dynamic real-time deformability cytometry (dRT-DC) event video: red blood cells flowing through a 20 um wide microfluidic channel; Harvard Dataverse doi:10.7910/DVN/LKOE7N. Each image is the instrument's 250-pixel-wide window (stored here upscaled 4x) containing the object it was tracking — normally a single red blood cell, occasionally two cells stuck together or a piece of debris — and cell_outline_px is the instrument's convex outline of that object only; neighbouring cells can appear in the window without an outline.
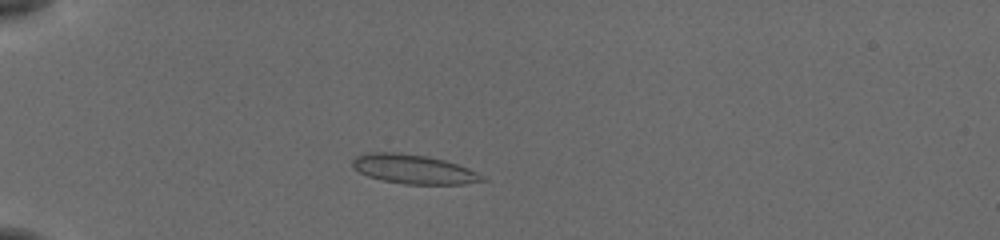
{"species": "common noctule bat (a hibernating species)", "species_latin": "Nyctalus noctula", "temperature_condition": "cold", "stored_images_in_passage": 48, "camera_frame_rate_fps": 3000, "um_per_image_px": 0.085, "animal": {"sex": "female", "body_mass_g": 19.5, "forearm_length_mm": 54.1}, "frame": {"image": 1, "passage_image": 10, "time_ms": 3.0, "image_size_px": [1000, 240], "cell_outline_px": [[488, 180], [464, 184], [404, 184], [380, 180], [368, 176], [352, 168], [352, 160], [356, 156], [368, 152], [396, 152], [428, 156], [444, 160], [468, 168], [476, 172]], "centroid_in_image_um": [35.12, 14.38], "position_along_channel_um": 49.9, "area_um2": 22.14}}
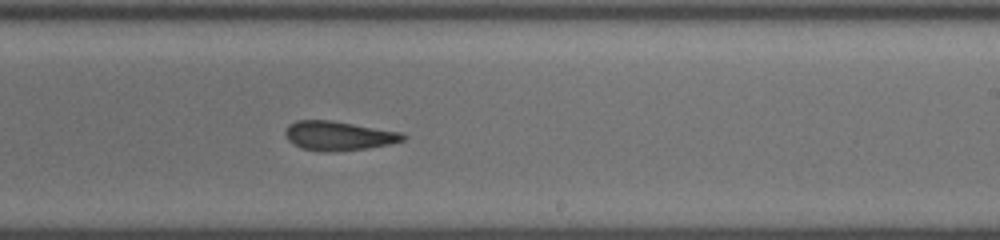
{"frame": {"image": 2, "passage_image": 29, "time_ms": 9.333, "image_size_px": [1000, 240], "cell_outline_px": [[408, 136], [404, 140], [388, 144], [368, 148], [336, 152], [328, 152], [300, 148], [292, 144], [284, 136], [284, 132], [288, 124], [296, 120], [332, 120], [404, 132]], "centroid_in_image_um": [28.77, 11.54], "position_along_channel_um": 260.2, "area_um2": 20.46}}
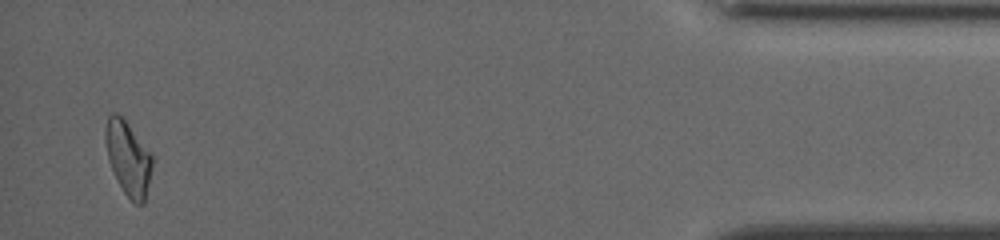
{"frame": {"image": 3, "passage_image": 47, "time_ms": 15.333, "image_size_px": [1000, 240], "cell_outline_px": [[152, 164], [144, 204], [136, 204], [124, 192], [108, 160], [104, 136], [104, 128], [108, 116], [112, 112], [116, 112], [128, 124], [152, 152]], "centroid_in_image_um": [10.88, 13.4], "position_along_channel_um": 424.3, "area_um2": 20.0}, "authors_computed_cell_mechanics": {"area_um2": 20.6346, "velocity_mm_per_s": 3.8212, "shape_relaxation_time_tau1_ms": 7.6283, "shape_relaxation_time_tau2_ms": 2.0949, "deformation_change_tau1": 0.1472, "deformation_change_tau2": 0.0742}}